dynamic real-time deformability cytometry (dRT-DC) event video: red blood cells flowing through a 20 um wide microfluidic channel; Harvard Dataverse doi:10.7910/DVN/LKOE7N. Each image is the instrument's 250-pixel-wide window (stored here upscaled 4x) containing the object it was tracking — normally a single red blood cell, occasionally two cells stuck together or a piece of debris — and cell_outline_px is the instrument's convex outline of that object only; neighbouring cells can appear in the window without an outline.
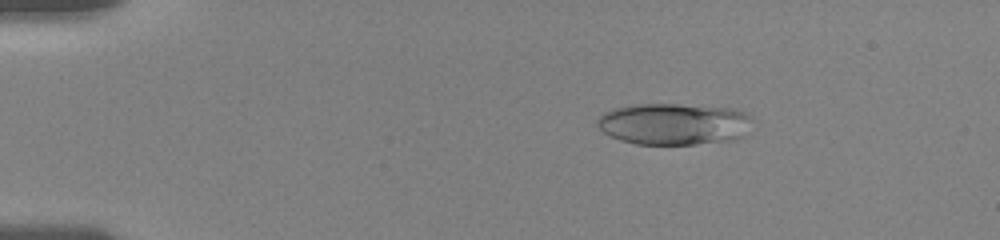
{"species": "human", "species_latin": "Homo sapiens", "temperature_condition": "room temperature", "stored_images_in_passage": 56, "camera_frame_rate_fps": 3000, "um_per_image_px": 0.085, "donor": {"sex": "female"}, "frame": {"image": 1, "passage_image": 10, "time_ms": 3.0, "image_size_px": [1000, 240], "cell_outline_px": [[752, 120], [744, 136], [736, 140], [696, 144], [636, 144], [620, 140], [604, 132], [596, 124], [596, 120], [604, 112], [612, 108], [628, 104], [676, 104], [732, 108], [744, 112], [752, 116]], "centroid_in_image_um": [57.28, 10.53], "position_along_channel_um": 27.7, "area_um2": 37.97}}
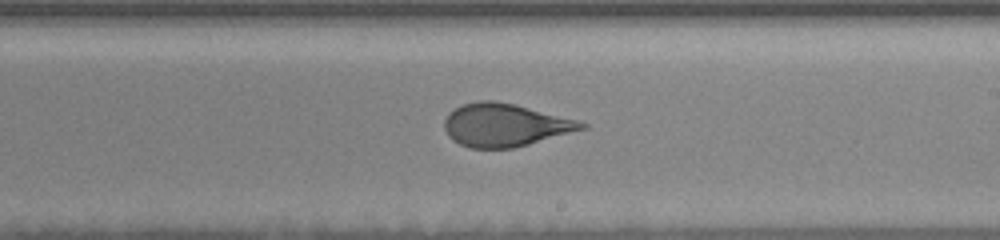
{"frame": {"image": 2, "passage_image": 34, "time_ms": 11.0, "image_size_px": [1000, 240], "cell_outline_px": [[588, 128], [528, 144], [512, 148], [468, 148], [452, 140], [448, 136], [444, 128], [444, 120], [448, 112], [464, 104], [480, 100], [492, 100], [516, 104], [580, 120], [588, 124]], "centroid_in_image_um": [42.93, 10.62], "position_along_channel_um": 246.1, "area_um2": 34.51}}
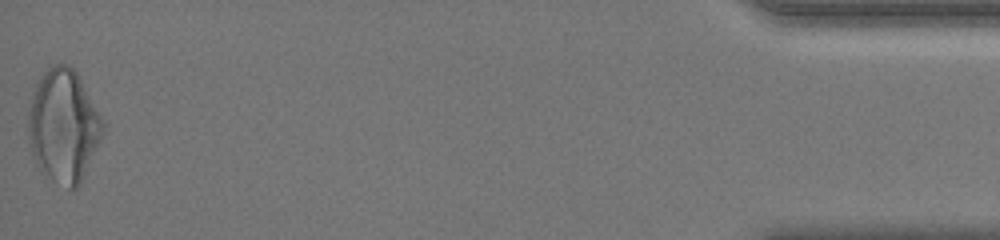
{"frame": {"image": 3, "passage_image": 56, "time_ms": 18.333, "image_size_px": [1000, 240], "cell_outline_px": [[104, 132], [80, 184], [76, 188], [68, 188], [44, 176], [36, 164], [32, 156], [28, 140], [28, 116], [36, 84], [40, 76], [48, 64], [68, 64], [76, 72], [104, 120]], "centroid_in_image_um": [5.38, 10.7], "position_along_channel_um": 429.8, "area_um2": 49.19}, "authors_computed_cell_mechanics": {"area_um2": 37.281, "velocity_mm_per_s": 3.6347, "shape_relaxation_time_tau1_ms": 5.4275, "shape_relaxation_time_tau2_ms": 1.0078, "deformation_change_tau1": 0.1701, "deformation_change_tau2": 0.0836}}